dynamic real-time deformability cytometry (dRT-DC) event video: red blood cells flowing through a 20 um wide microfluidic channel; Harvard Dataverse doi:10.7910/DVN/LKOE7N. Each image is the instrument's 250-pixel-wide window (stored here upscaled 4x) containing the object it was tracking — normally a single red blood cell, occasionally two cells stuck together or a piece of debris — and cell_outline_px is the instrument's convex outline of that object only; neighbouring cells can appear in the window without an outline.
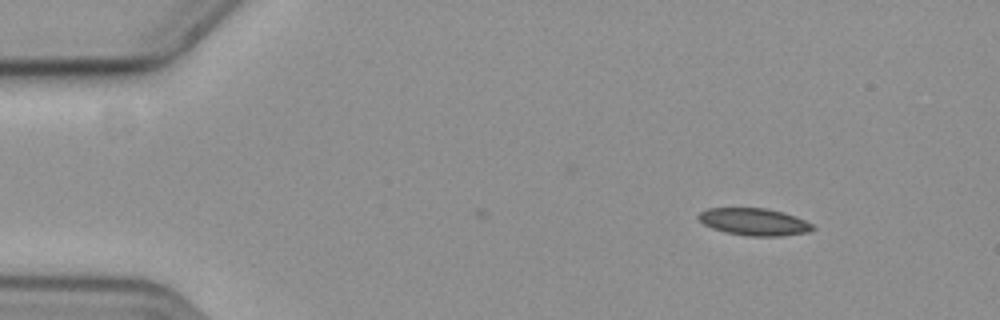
{"species": "common noctule bat (a hibernating species)", "species_latin": "Nyctalus noctula", "temperature_condition": "cold", "stored_images_in_passage": 5, "camera_frame_rate_fps": 3000, "um_per_image_px": 0.085, "animal": {"sex": "female", "body_mass_g": 19.3, "forearm_length_mm": 54.1}, "frame": {"image": 1, "passage_image": 5, "time_ms": 1.333, "image_size_px": [1000, 320], "cell_outline_px": [[816, 228], [808, 232], [780, 236], [748, 236], [724, 232], [712, 228], [704, 224], [696, 216], [700, 212], [708, 208], [764, 208], [780, 212], [804, 220], [812, 224]], "centroid_in_image_um": [64.06, 18.86], "position_along_channel_um": 20.9, "area_um2": 17.92}}